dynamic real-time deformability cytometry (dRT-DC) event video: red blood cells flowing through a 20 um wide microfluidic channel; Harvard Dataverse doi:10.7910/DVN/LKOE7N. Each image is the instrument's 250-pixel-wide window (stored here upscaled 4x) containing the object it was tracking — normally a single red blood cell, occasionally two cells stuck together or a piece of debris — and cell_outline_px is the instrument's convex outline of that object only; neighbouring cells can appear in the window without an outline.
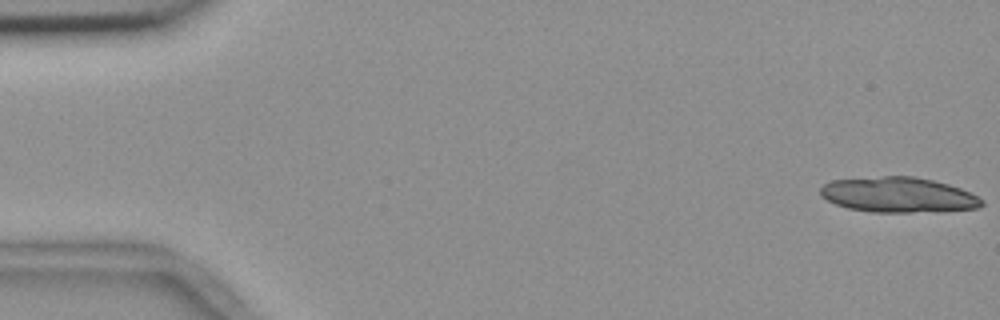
{"species": "common noctule bat (a hibernating species)", "species_latin": "Nyctalus noctula", "temperature_condition": "room temperature", "stored_images_in_passage": 16, "camera_frame_rate_fps": 3000, "um_per_image_px": 0.085, "animal": {"sex": "female", "body_mass_g": 18.4}, "frame": {"image": 1, "passage_image": 1, "time_ms": 0.0, "image_size_px": [1000, 320], "cell_outline_px": [[984, 204], [980, 208], [912, 212], [872, 212], [848, 208], [836, 204], [820, 196], [820, 188], [824, 184], [832, 180], [884, 176], [912, 176], [932, 180], [948, 184], [960, 188], [984, 200]], "centroid_in_image_um": [76.33, 16.56], "position_along_channel_um": 8.7, "area_um2": 32.89}}